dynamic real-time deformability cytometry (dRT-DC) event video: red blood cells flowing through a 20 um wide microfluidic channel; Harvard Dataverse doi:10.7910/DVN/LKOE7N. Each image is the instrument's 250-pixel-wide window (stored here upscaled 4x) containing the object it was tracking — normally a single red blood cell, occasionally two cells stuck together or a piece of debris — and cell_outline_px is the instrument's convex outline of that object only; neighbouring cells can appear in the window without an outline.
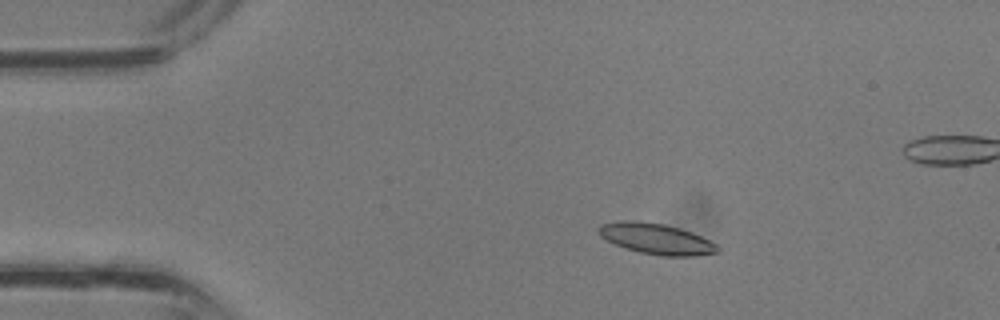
{"species": "common noctule bat (a hibernating species)", "species_latin": "Nyctalus noctula", "temperature_condition": "room temperature", "stored_images_in_passage": 32, "camera_frame_rate_fps": 3000, "um_per_image_px": 0.085, "animal": {"sex": "male", "body_mass_g": 13.3}, "frame": {"image": 1, "passage_image": 1, "time_ms": 0.0, "image_size_px": [1000, 320], "cell_outline_px": [[720, 248], [716, 252], [696, 256], [660, 256], [640, 252], [616, 244], [600, 236], [596, 232], [596, 228], [600, 224], [620, 220], [632, 220], [664, 224], [680, 228], [692, 232], [716, 244]], "centroid_in_image_um": [55.75, 20.28], "position_along_channel_um": 29.3, "area_um2": 21.27}}
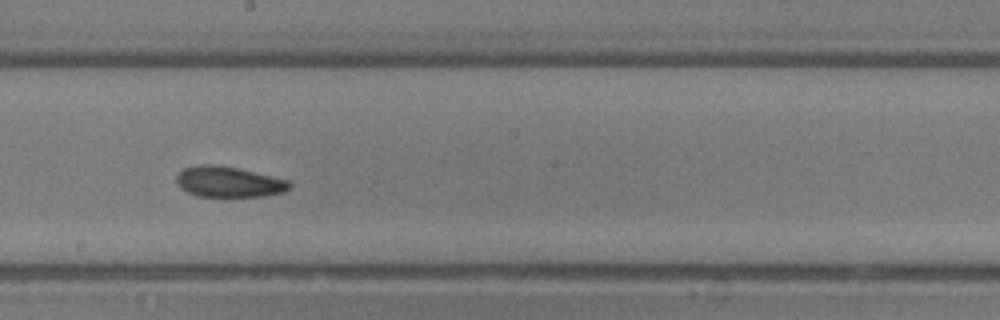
{"frame": {"image": 2, "passage_image": 15, "time_ms": 4.667, "image_size_px": [1000, 320], "cell_outline_px": [[292, 188], [284, 192], [264, 196], [196, 196], [180, 188], [176, 184], [176, 176], [184, 168], [200, 164], [212, 164], [236, 168], [288, 180], [292, 184]], "centroid_in_image_um": [19.43, 15.46], "position_along_channel_um": 228.8, "area_um2": 20.11}}
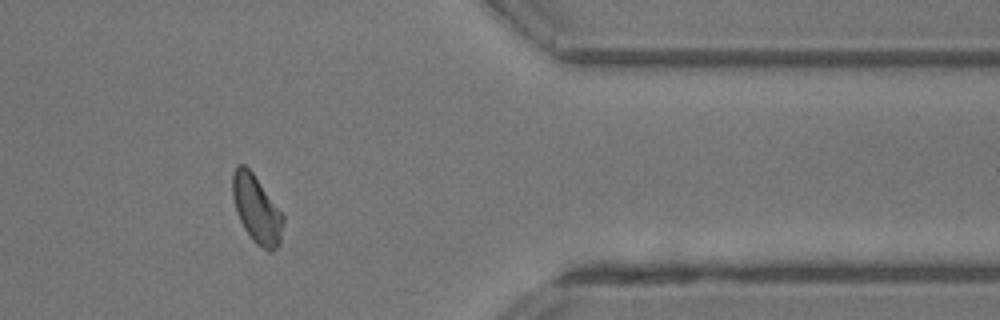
{"frame": {"image": 3, "passage_image": 25, "time_ms": 8.0, "image_size_px": [1000, 320], "cell_outline_px": [[284, 220], [280, 244], [272, 252], [268, 252], [256, 244], [252, 240], [244, 228], [236, 212], [232, 196], [232, 172], [236, 164], [244, 164], [252, 172], [284, 216]], "centroid_in_image_um": [21.8, 17.8], "position_along_channel_um": 389.6, "area_um2": 20.06}}